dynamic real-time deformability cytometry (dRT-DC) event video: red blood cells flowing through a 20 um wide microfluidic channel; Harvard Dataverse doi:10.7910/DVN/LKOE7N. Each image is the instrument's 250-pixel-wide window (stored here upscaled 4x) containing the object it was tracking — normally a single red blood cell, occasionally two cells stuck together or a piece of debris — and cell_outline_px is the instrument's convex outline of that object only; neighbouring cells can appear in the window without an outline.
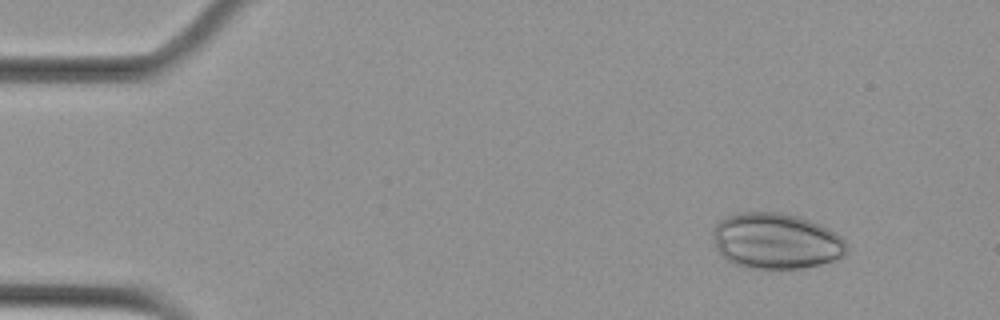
{"species": "Egyptian fruit bat (a non-hibernating species)", "species_latin": "Rousettus aegyptiacus", "temperature_condition": "cold", "stored_images_in_passage": 3, "camera_frame_rate_fps": 3000, "um_per_image_px": 0.085, "animal": {"sex": "female"}, "frame": {"image": 1, "passage_image": 2, "time_ms": 0.333, "image_size_px": [1000, 320], "cell_outline_px": [[844, 256], [820, 264], [800, 268], [756, 268], [736, 264], [728, 260], [716, 248], [712, 232], [716, 224], [720, 220], [728, 216], [740, 212], [780, 212], [800, 216], [820, 224], [836, 232], [844, 240]], "centroid_in_image_um": [65.95, 20.46], "position_along_channel_um": 19.0, "area_um2": 43.12}}